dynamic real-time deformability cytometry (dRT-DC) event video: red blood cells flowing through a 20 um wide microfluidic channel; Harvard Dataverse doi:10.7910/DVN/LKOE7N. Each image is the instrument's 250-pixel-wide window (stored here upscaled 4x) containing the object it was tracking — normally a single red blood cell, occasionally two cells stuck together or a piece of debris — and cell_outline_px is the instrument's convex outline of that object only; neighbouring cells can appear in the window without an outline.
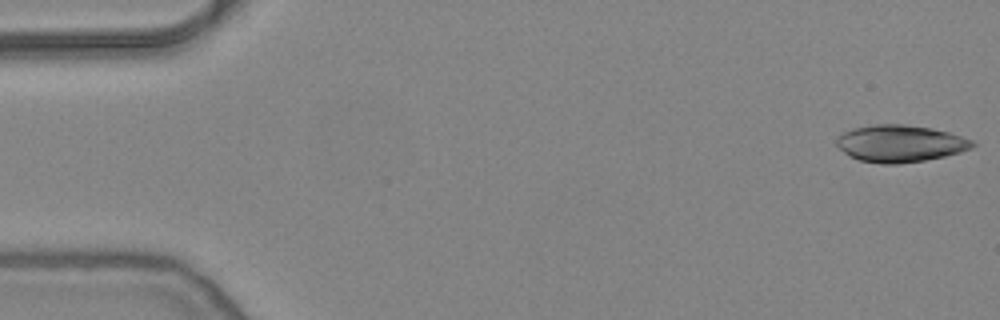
{"species": "common noctule bat (a hibernating species)", "species_latin": "Nyctalus noctula", "temperature_condition": "warm", "stored_images_in_passage": 16, "camera_frame_rate_fps": 3000, "um_per_image_px": 0.085, "animal": {"sex": "female", "body_mass_g": 24.6, "forearm_length_mm": 56.2}, "frame": {"image": 1, "passage_image": 1, "time_ms": 0.0, "image_size_px": [1000, 320], "cell_outline_px": [[976, 144], [972, 148], [960, 152], [944, 156], [924, 160], [896, 164], [880, 164], [860, 160], [848, 156], [836, 144], [836, 136], [852, 128], [876, 124], [904, 124], [932, 128], [948, 132], [972, 140]], "centroid_in_image_um": [76.49, 12.19], "position_along_channel_um": 8.5, "area_um2": 29.3}}
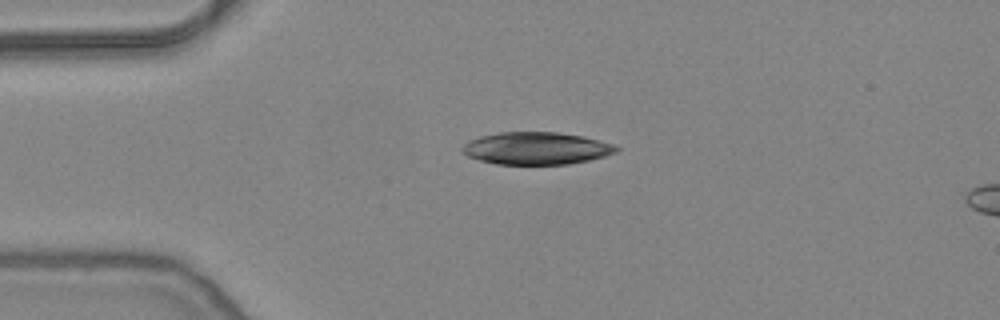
{"frame": {"image": 2, "passage_image": 12, "time_ms": 3.667, "image_size_px": [1000, 320], "cell_outline_px": [[620, 148], [616, 152], [604, 156], [588, 160], [568, 164], [496, 164], [480, 160], [468, 156], [460, 148], [468, 140], [480, 136], [500, 132], [556, 132], [580, 136], [612, 144]], "centroid_in_image_um": [45.54, 12.61], "position_along_channel_um": 39.5, "area_um2": 28.78}}